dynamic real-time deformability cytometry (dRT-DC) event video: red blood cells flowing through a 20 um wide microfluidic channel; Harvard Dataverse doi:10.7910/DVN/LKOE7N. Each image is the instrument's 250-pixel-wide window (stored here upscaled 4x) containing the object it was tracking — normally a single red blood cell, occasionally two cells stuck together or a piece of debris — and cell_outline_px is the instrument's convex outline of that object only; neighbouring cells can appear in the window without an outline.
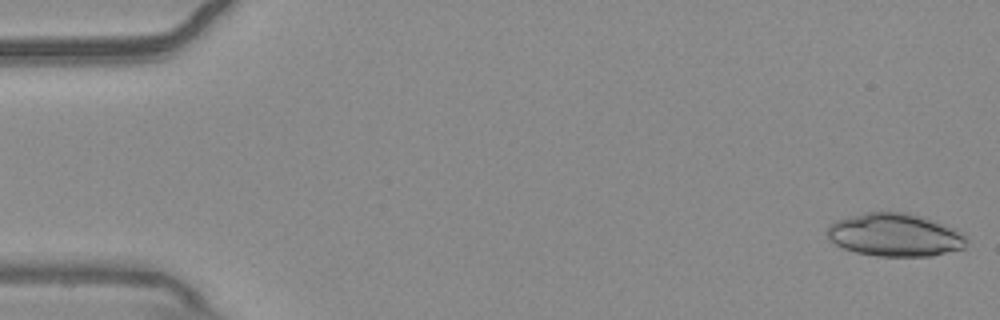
{"species": "common noctule bat (a hibernating species)", "species_latin": "Nyctalus noctula", "temperature_condition": "warm", "stored_images_in_passage": 54, "camera_frame_rate_fps": 3000, "um_per_image_px": 0.085, "animal": {"sex": "male", "body_mass_g": 20.4}, "frame": {"image": 1, "passage_image": 1, "time_ms": 0.0, "image_size_px": [1000, 320], "cell_outline_px": [[968, 240], [964, 248], [932, 256], [876, 256], [856, 252], [844, 248], [836, 244], [828, 236], [828, 224], [836, 220], [868, 212], [908, 212], [924, 216], [964, 232], [968, 236]], "centroid_in_image_um": [76.13, 19.96], "position_along_channel_um": 8.9, "area_um2": 35.08}}
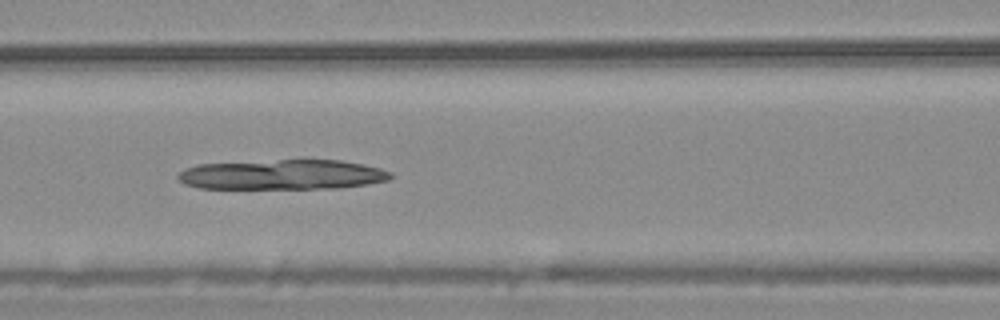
{"frame": {"image": 2, "passage_image": 23, "time_ms": 7.333, "image_size_px": [1000, 320], "cell_outline_px": [[392, 176], [388, 180], [368, 184], [340, 188], [200, 188], [184, 184], [176, 176], [180, 172], [188, 168], [200, 164], [280, 160], [340, 160], [364, 164], [380, 168], [392, 172]], "centroid_in_image_um": [24.06, 14.84], "position_along_channel_um": 142.5, "area_um2": 36.88}}